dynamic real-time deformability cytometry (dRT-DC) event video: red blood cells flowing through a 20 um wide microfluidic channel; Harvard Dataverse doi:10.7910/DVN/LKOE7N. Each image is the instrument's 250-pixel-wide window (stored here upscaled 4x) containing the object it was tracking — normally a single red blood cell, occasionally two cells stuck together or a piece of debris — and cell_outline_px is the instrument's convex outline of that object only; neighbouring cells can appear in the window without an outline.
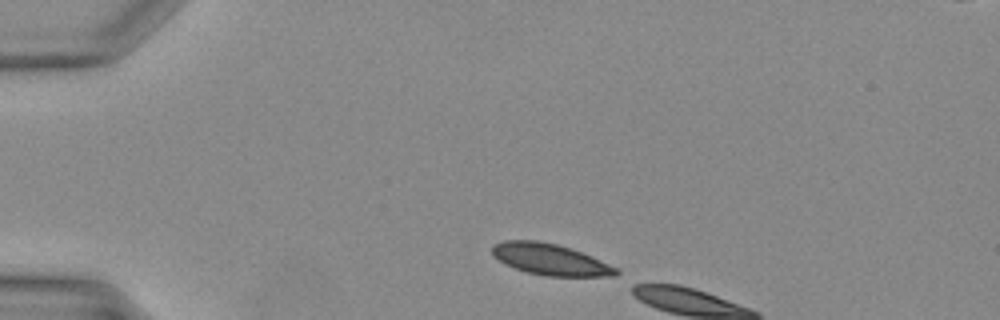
{"species": "Egyptian fruit bat (a non-hibernating species)", "species_latin": "Rousettus aegyptiacus", "temperature_condition": "warm", "stored_images_in_passage": 3, "camera_frame_rate_fps": 3000, "um_per_image_px": 0.085, "animal": {"sex": "female"}, "frame": {"image": 1, "passage_image": 1, "time_ms": 0.0, "image_size_px": [1000, 320], "cell_outline_px": [[620, 272], [616, 276], [548, 276], [528, 272], [504, 264], [492, 256], [492, 248], [496, 244], [504, 240], [536, 240], [556, 244], [572, 248], [592, 256], [620, 268]], "centroid_in_image_um": [46.81, 22.05], "position_along_channel_um": 38.2, "area_um2": 22.72}}